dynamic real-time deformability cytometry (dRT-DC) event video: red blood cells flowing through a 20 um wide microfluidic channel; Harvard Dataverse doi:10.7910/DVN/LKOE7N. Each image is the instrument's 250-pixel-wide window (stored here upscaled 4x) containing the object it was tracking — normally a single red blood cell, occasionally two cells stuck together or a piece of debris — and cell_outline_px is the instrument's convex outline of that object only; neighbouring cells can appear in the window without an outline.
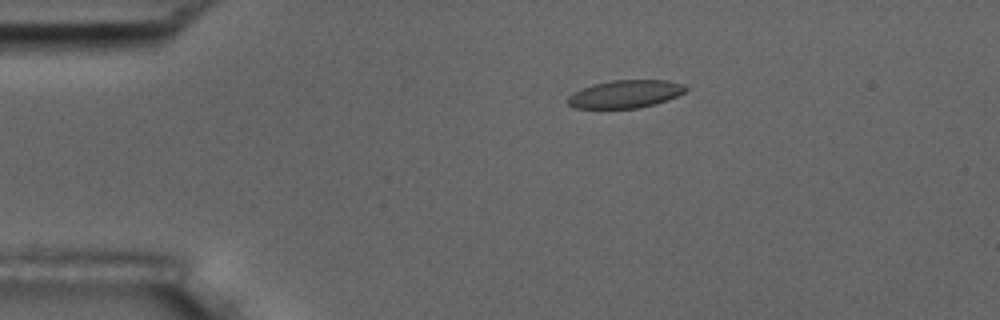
{"species": "common noctule bat (a hibernating species)", "species_latin": "Nyctalus noctula", "temperature_condition": "room temperature", "stored_images_in_passage": 8, "camera_frame_rate_fps": 3000, "um_per_image_px": 0.085, "animal": {"sex": "male", "body_mass_g": 17.5, "forearm_length_mm": 52.3}, "frame": {"image": 1, "passage_image": 4, "time_ms": 3.333, "image_size_px": [1000, 320], "cell_outline_px": [[688, 88], [684, 92], [668, 100], [656, 104], [640, 108], [576, 108], [568, 104], [568, 96], [592, 84], [612, 80], [668, 80], [684, 84]], "centroid_in_image_um": [53.2, 7.99], "position_along_channel_um": 31.8, "area_um2": 19.07}}
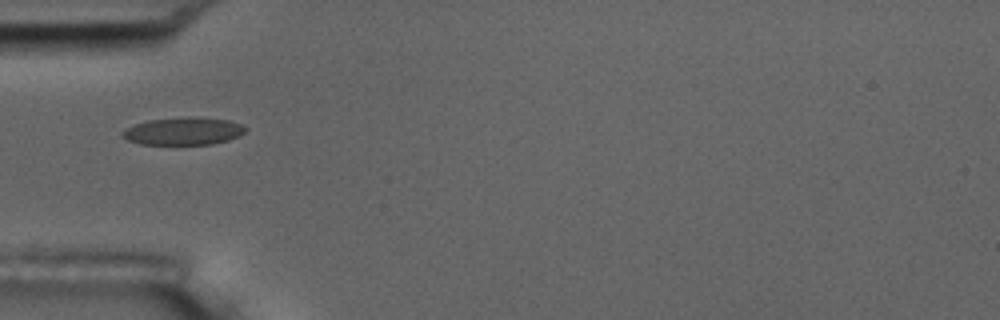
{"frame": {"image": 2, "passage_image": 6, "time_ms": 5.667, "image_size_px": [1000, 320], "cell_outline_px": [[248, 128], [240, 136], [228, 140], [212, 144], [140, 144], [128, 140], [120, 136], [120, 132], [124, 128], [148, 120], [188, 116], [196, 116], [228, 120], [240, 124]], "centroid_in_image_um": [15.57, 11.14], "position_along_channel_um": 69.4, "area_um2": 20.0}}